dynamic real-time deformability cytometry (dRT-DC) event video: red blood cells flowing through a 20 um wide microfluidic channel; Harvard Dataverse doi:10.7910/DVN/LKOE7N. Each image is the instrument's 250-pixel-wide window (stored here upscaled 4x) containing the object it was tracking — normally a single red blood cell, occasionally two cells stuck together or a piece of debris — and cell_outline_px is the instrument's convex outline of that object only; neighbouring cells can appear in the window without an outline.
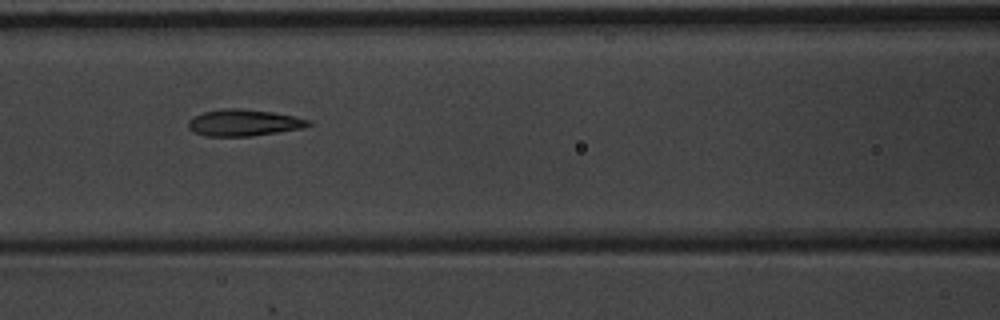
{"species": "common noctule bat (a hibernating species)", "species_latin": "Nyctalus noctula", "temperature_condition": "warm", "stored_images_in_passage": 6, "camera_frame_rate_fps": 3000, "um_per_image_px": 0.085, "animal": {"sex": "male", "body_mass_g": 20.1, "forearm_length_mm": 53.5}, "frame": {"image": 1, "passage_image": 5, "time_ms": 1.333, "image_size_px": [1000, 320], "cell_outline_px": [[312, 124], [304, 128], [252, 136], [208, 136], [192, 132], [188, 128], [188, 120], [204, 112], [224, 108], [240, 108], [272, 112], [296, 116], [312, 120]], "centroid_in_image_um": [20.76, 10.43], "position_along_channel_um": 145.8, "area_um2": 18.73}}
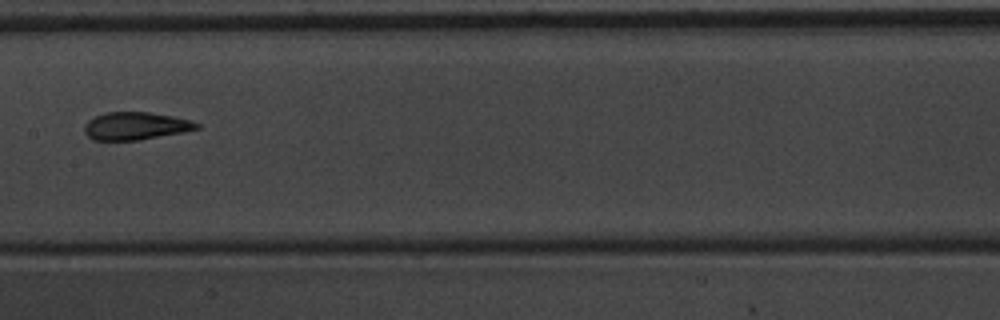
{"frame": {"image": 2, "passage_image": 6, "time_ms": 1.667, "image_size_px": [1000, 320], "cell_outline_px": [[200, 128], [184, 132], [140, 140], [92, 140], [84, 132], [84, 124], [88, 120], [104, 112], [148, 112], [172, 116], [188, 120], [200, 124]], "centroid_in_image_um": [11.5, 10.71], "position_along_channel_um": 195.9, "area_um2": 18.15}}